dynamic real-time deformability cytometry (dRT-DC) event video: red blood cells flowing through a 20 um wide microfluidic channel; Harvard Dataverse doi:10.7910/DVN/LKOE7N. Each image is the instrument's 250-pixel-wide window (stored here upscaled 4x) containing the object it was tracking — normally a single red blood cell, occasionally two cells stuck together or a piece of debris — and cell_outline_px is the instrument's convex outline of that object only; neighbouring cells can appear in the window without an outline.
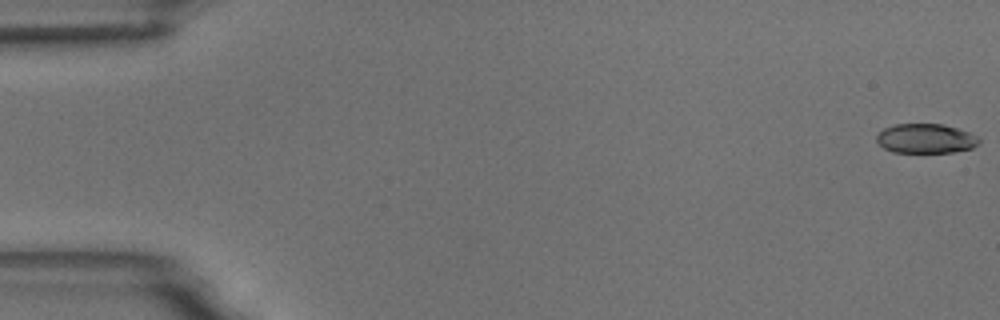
{"species": "common noctule bat (a hibernating species)", "species_latin": "Nyctalus noctula", "temperature_condition": "room temperature", "stored_images_in_passage": 8, "camera_frame_rate_fps": 3000, "um_per_image_px": 0.085, "animal": {"sex": "male", "body_mass_g": 18.8}, "frame": {"image": 1, "passage_image": 1, "time_ms": 0.0, "image_size_px": [1000, 320], "cell_outline_px": [[980, 144], [972, 148], [952, 152], [892, 152], [884, 148], [876, 140], [876, 136], [884, 128], [896, 124], [944, 124], [968, 132], [976, 136], [980, 140]], "centroid_in_image_um": [78.69, 11.77], "position_along_channel_um": 6.3, "area_um2": 17.51}}
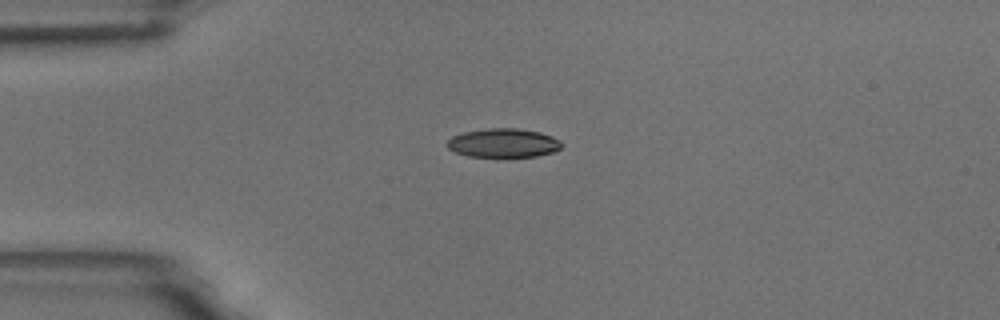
{"frame": {"image": 2, "passage_image": 4, "time_ms": 4.333, "image_size_px": [1000, 320], "cell_outline_px": [[564, 144], [556, 152], [536, 156], [468, 156], [456, 152], [448, 148], [444, 144], [452, 136], [464, 132], [488, 128], [516, 128], [540, 132], [552, 136], [560, 140]], "centroid_in_image_um": [42.81, 12.14], "position_along_channel_um": 42.2, "area_um2": 19.31}}